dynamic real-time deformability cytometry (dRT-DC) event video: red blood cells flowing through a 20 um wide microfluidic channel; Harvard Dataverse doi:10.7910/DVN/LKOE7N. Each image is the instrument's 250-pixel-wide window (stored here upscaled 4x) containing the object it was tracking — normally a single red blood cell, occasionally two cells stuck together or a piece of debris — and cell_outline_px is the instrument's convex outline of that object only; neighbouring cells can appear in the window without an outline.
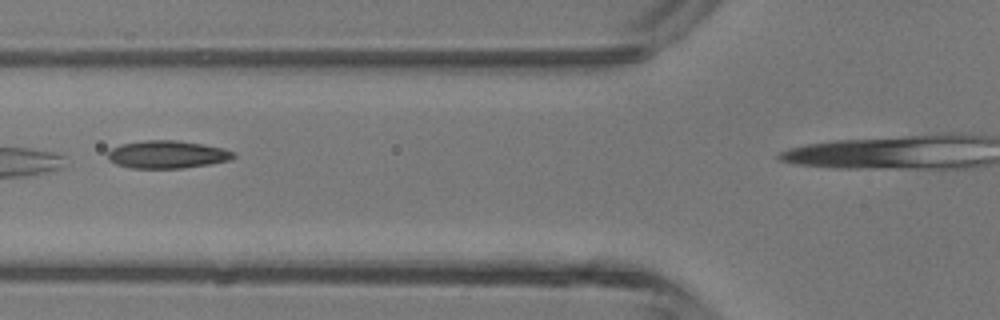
{"species": "common noctule bat (a hibernating species)", "species_latin": "Nyctalus noctula", "temperature_condition": "room temperature", "stored_images_in_passage": 3, "camera_frame_rate_fps": 3000, "um_per_image_px": 0.085, "animal": {"sex": "male", "body_mass_g": 13.3}, "frame": {"image": 1, "passage_image": 2, "time_ms": 1.0, "image_size_px": [1000, 320], "cell_outline_px": [[236, 156], [232, 160], [184, 168], [128, 168], [116, 164], [108, 160], [108, 152], [112, 148], [120, 144], [144, 140], [176, 140], [204, 144], [224, 148], [236, 152]], "centroid_in_image_um": [14.23, 13.13], "position_along_channel_um": 111.6, "area_um2": 20.58}}